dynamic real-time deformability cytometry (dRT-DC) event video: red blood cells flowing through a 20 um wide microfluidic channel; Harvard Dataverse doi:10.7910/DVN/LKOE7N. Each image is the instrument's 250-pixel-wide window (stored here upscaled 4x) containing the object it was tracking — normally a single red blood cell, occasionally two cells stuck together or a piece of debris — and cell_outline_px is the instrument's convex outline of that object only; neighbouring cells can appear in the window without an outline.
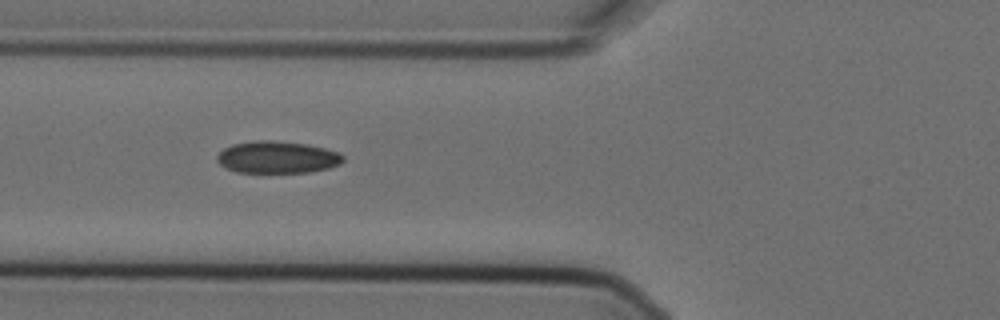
{"species": "Egyptian fruit bat (a non-hibernating species)", "species_latin": "Rousettus aegyptiacus", "temperature_condition": "cold", "stored_images_in_passage": 6, "camera_frame_rate_fps": 3000, "um_per_image_px": 0.085, "animal": {"sex": "female"}, "frame": {"image": 1, "passage_image": 3, "time_ms": 0.667, "image_size_px": [1000, 320], "cell_outline_px": [[344, 160], [340, 164], [328, 168], [308, 172], [236, 172], [220, 164], [216, 160], [216, 156], [224, 148], [232, 144], [256, 140], [272, 140], [308, 144], [340, 152], [344, 156]], "centroid_in_image_um": [23.58, 13.35], "position_along_channel_um": 102.2, "area_um2": 23.58}}
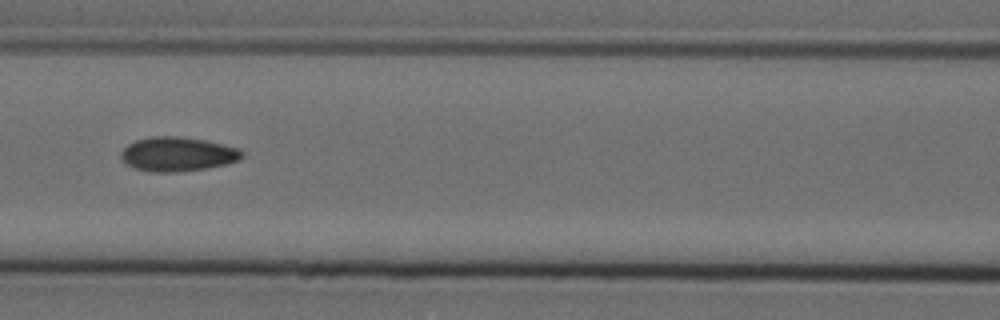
{"frame": {"image": 2, "passage_image": 4, "time_ms": 1.0, "image_size_px": [1000, 320], "cell_outline_px": [[244, 156], [240, 160], [228, 164], [208, 168], [176, 172], [148, 172], [136, 168], [128, 164], [120, 156], [120, 152], [128, 144], [136, 140], [152, 136], [176, 136], [204, 140], [240, 148], [244, 152]], "centroid_in_image_um": [15.14, 13.11], "position_along_channel_um": 151.5, "area_um2": 24.28}}
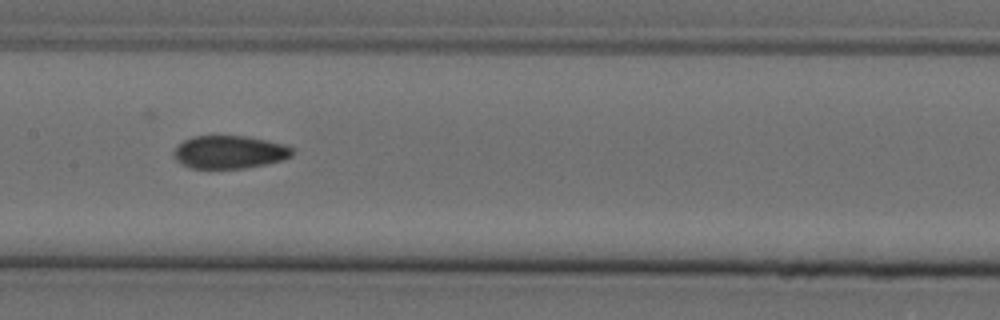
{"frame": {"image": 3, "passage_image": 5, "time_ms": 1.333, "image_size_px": [1000, 320], "cell_outline_px": [[292, 156], [284, 160], [244, 168], [192, 168], [176, 160], [176, 148], [184, 140], [192, 136], [244, 136], [284, 144], [292, 148]], "centroid_in_image_um": [19.54, 12.92], "position_along_channel_um": 187.9, "area_um2": 22.31}}